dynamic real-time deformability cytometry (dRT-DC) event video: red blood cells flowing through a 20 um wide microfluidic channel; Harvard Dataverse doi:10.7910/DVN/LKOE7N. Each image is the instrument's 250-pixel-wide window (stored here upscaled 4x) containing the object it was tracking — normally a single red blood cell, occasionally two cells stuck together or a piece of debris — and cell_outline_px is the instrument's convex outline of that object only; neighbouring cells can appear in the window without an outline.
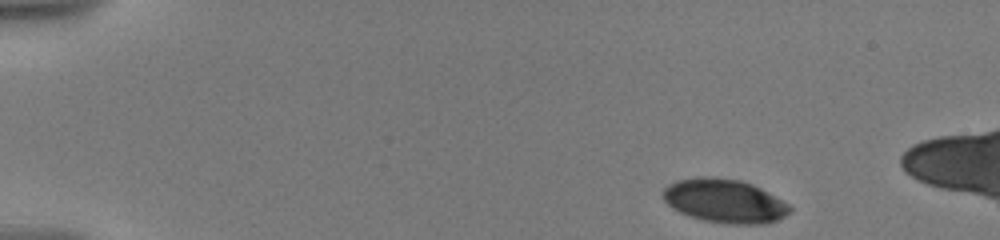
{"species": "human", "species_latin": "Homo sapiens", "temperature_condition": "warm", "stored_images_in_passage": 20, "camera_frame_rate_fps": 3000, "um_per_image_px": 0.085, "donor": {"sex": "male"}, "frame": {"image": 1, "passage_image": 1, "time_ms": 0.0, "image_size_px": [1000, 240], "cell_outline_px": [[792, 208], [784, 216], [768, 224], [732, 224], [704, 220], [680, 212], [672, 208], [664, 200], [664, 188], [668, 184], [676, 180], [700, 176], [716, 176], [740, 180], [752, 184], [768, 192], [788, 204]], "centroid_in_image_um": [61.58, 17.06], "position_along_channel_um": 23.4, "area_um2": 32.19}}